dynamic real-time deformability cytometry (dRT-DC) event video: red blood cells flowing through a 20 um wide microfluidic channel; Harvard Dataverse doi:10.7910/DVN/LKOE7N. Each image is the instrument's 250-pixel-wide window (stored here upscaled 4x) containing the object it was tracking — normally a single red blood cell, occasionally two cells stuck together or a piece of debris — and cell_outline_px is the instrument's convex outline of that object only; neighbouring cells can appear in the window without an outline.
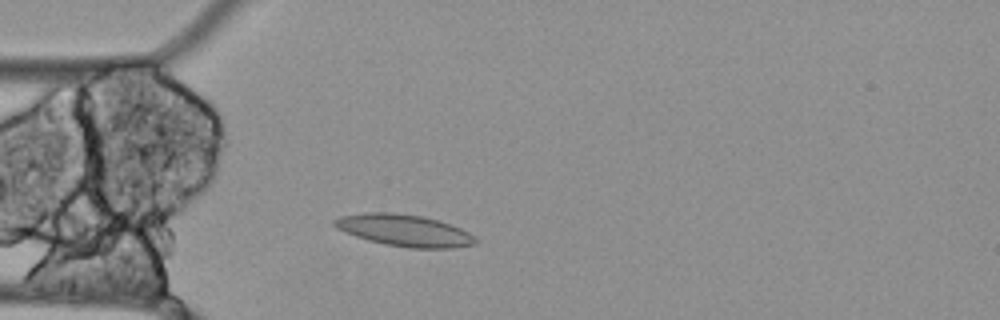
{"species": "Egyptian fruit bat (a non-hibernating species)", "species_latin": "Rousettus aegyptiacus", "temperature_condition": "cold", "stored_images_in_passage": 38, "camera_frame_rate_fps": 3000, "um_per_image_px": 0.085, "animal": {"sex": "female"}, "frame": {"image": 1, "passage_image": 8, "time_ms": 2.333, "image_size_px": [1000, 320], "cell_outline_px": [[476, 244], [452, 248], [412, 248], [384, 244], [368, 240], [344, 232], [336, 228], [332, 224], [332, 220], [340, 216], [364, 212], [392, 212], [420, 216], [436, 220], [460, 228], [468, 232], [476, 240]], "centroid_in_image_um": [34.3, 19.58], "position_along_channel_um": 50.7, "area_um2": 25.95}}
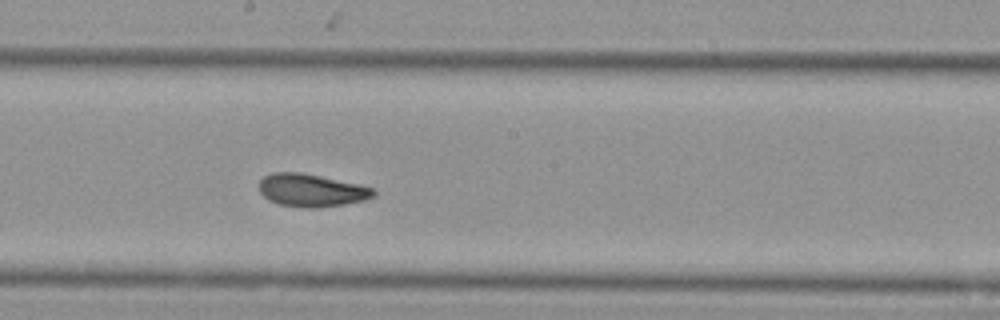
{"frame": {"image": 2, "passage_image": 23, "time_ms": 7.333, "image_size_px": [1000, 320], "cell_outline_px": [[376, 192], [372, 196], [364, 200], [344, 204], [316, 208], [304, 208], [280, 204], [268, 200], [260, 192], [260, 180], [264, 176], [272, 172], [300, 172], [360, 184], [376, 188]], "centroid_in_image_um": [26.48, 16.17], "position_along_channel_um": 221.7, "area_um2": 21.85}}
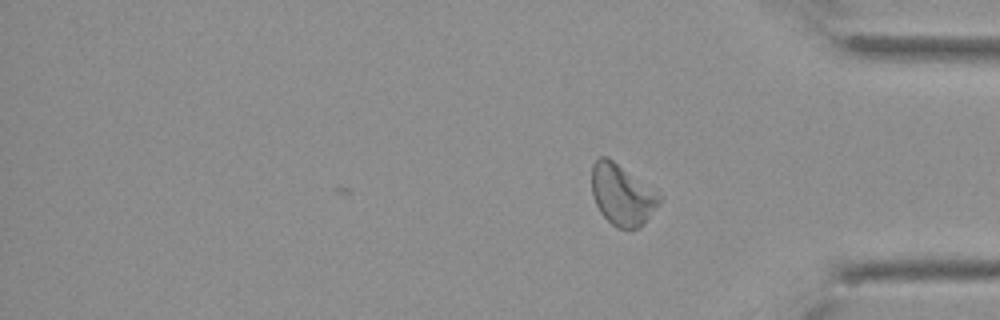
{"frame": {"image": 3, "passage_image": 38, "time_ms": 12.333, "image_size_px": [1000, 320], "cell_outline_px": [[660, 200], [644, 224], [640, 228], [616, 228], [600, 212], [592, 196], [592, 164], [600, 156], [608, 156], [660, 196]], "centroid_in_image_um": [52.81, 16.56], "position_along_channel_um": 382.4, "area_um2": 23.41}}